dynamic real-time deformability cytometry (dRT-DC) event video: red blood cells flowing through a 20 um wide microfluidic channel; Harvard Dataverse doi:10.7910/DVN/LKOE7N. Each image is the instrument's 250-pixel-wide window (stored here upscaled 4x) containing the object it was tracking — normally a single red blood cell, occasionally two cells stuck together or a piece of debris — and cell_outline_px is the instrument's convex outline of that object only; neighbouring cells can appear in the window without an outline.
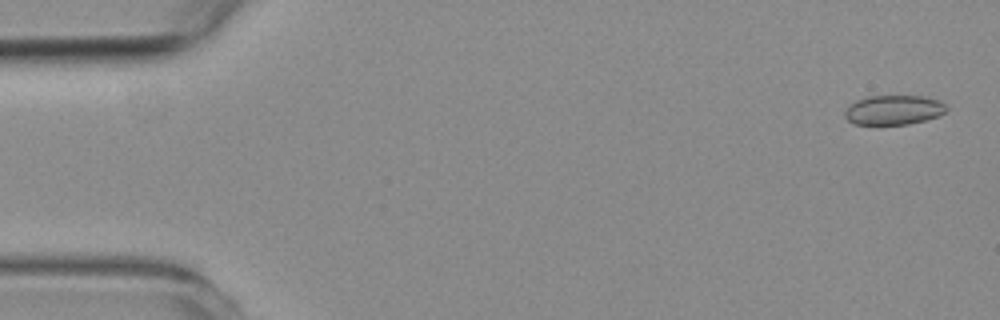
{"species": "common noctule bat (a hibernating species)", "species_latin": "Nyctalus noctula", "temperature_condition": "room temperature", "stored_images_in_passage": 58, "camera_frame_rate_fps": 3000, "um_per_image_px": 0.085, "animal": {"sex": "female", "body_mass_g": 19.3, "forearm_length_mm": 54.1}, "frame": {"image": 1, "passage_image": 2, "time_ms": 0.333, "image_size_px": [1000, 320], "cell_outline_px": [[948, 108], [940, 116], [908, 124], [852, 124], [844, 116], [844, 112], [856, 100], [868, 96], [924, 96], [940, 100]], "centroid_in_image_um": [75.98, 9.34], "position_along_channel_um": 9.0, "area_um2": 17.46}}
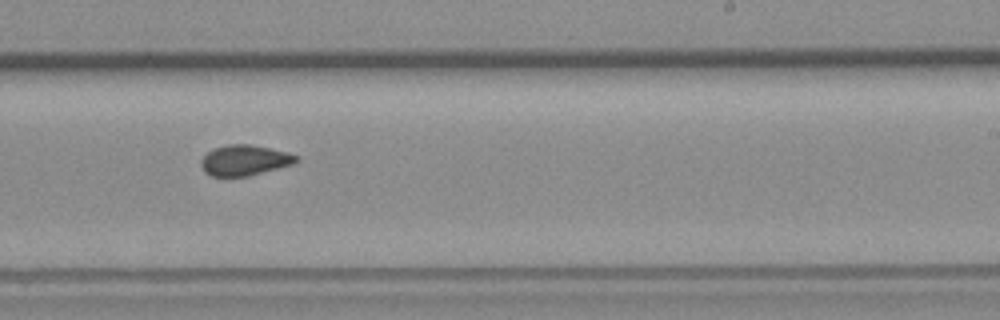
{"frame": {"image": 2, "passage_image": 35, "time_ms": 11.333, "image_size_px": [1000, 320], "cell_outline_px": [[300, 160], [292, 164], [248, 176], [212, 176], [204, 172], [200, 164], [200, 160], [208, 152], [216, 148], [228, 144], [252, 144], [288, 152], [300, 156]], "centroid_in_image_um": [20.81, 13.61], "position_along_channel_um": 268.2, "area_um2": 16.94}}
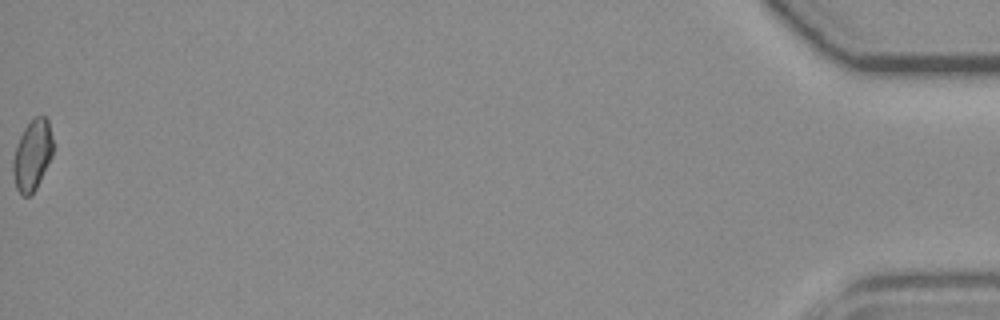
{"frame": {"image": 3, "passage_image": 58, "time_ms": 19.0, "image_size_px": [1000, 320], "cell_outline_px": [[52, 156], [36, 188], [28, 196], [24, 196], [16, 188], [12, 172], [12, 160], [16, 144], [24, 128], [36, 116], [44, 116], [48, 120], [52, 136]], "centroid_in_image_um": [2.73, 13.18], "position_along_channel_um": 432.5, "area_um2": 16.3}, "authors_computed_cell_mechanics": {"area_um2": 17.0799, "velocity_mm_per_s": 3.56, "shape_relaxation_time_tau1_ms": null, "shape_relaxation_time_tau2_ms": 1.9413, "deformation_change_tau1": null, "deformation_change_tau2": 0.0605}}